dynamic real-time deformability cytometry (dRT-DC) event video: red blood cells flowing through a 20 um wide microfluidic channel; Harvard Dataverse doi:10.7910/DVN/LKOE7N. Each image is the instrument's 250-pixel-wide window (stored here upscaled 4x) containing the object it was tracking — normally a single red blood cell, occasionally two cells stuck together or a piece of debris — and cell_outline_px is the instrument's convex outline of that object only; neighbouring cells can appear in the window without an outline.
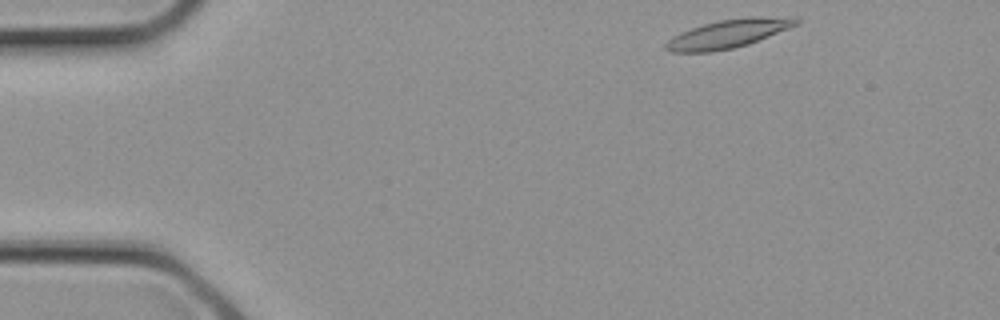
{"species": "common noctule bat (a hibernating species)", "species_latin": "Nyctalus noctula", "temperature_condition": "cold", "stored_images_in_passage": 2, "camera_frame_rate_fps": 3000, "um_per_image_px": 0.085, "animal": {"sex": "female", "body_mass_g": 21.9}, "frame": {"image": 1, "passage_image": 1, "time_ms": 0.0, "image_size_px": [1000, 320], "cell_outline_px": [[800, 24], [748, 44], [732, 48], [712, 52], [672, 52], [664, 48], [664, 44], [672, 36], [692, 28], [704, 24], [720, 20], [752, 16], [792, 16], [800, 20]], "centroid_in_image_um": [61.95, 2.85], "position_along_channel_um": 23.1, "area_um2": 21.68}}